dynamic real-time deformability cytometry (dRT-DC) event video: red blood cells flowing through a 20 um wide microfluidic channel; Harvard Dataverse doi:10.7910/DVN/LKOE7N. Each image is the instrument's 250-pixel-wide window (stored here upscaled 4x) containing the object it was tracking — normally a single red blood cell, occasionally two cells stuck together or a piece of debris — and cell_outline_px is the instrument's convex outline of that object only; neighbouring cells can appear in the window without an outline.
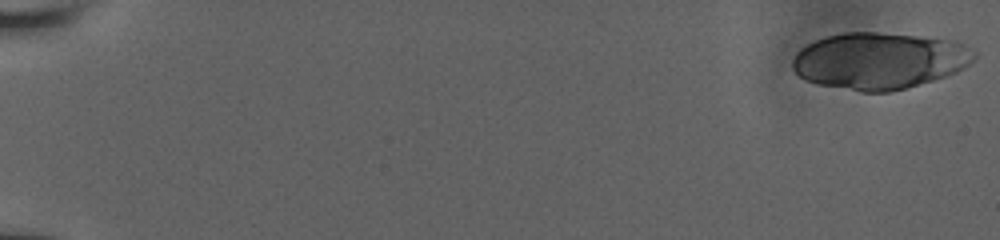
{"species": "human", "species_latin": "Homo sapiens", "temperature_condition": "room temperature", "stored_images_in_passage": 12, "camera_frame_rate_fps": 3000, "um_per_image_px": 0.085, "donor": {"sex": "male"}, "frame": {"image": 1, "passage_image": 1, "time_ms": 0.0, "image_size_px": [1000, 240], "cell_outline_px": [[976, 56], [964, 68], [956, 72], [932, 80], [904, 88], [888, 92], [860, 92], [816, 84], [804, 80], [792, 68], [792, 60], [796, 52], [800, 48], [824, 36], [844, 32], [876, 32], [956, 40], [964, 44], [976, 52]], "centroid_in_image_um": [74.71, 5.16], "position_along_channel_um": 10.3, "area_um2": 60.05}}
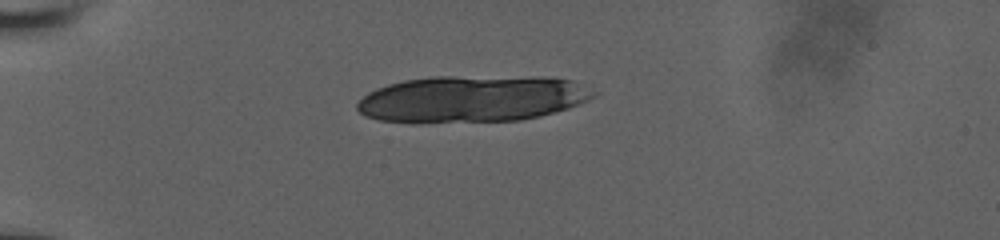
{"frame": {"image": 2, "passage_image": 8, "time_ms": 5.0, "image_size_px": [1000, 240], "cell_outline_px": [[596, 96], [580, 104], [568, 108], [540, 116], [520, 120], [420, 124], [412, 124], [380, 120], [364, 116], [356, 108], [356, 104], [368, 92], [376, 88], [388, 84], [404, 80], [432, 76], [544, 76], [572, 80], [596, 92]], "centroid_in_image_um": [40.08, 8.41], "position_along_channel_um": 44.9, "area_um2": 65.49}}
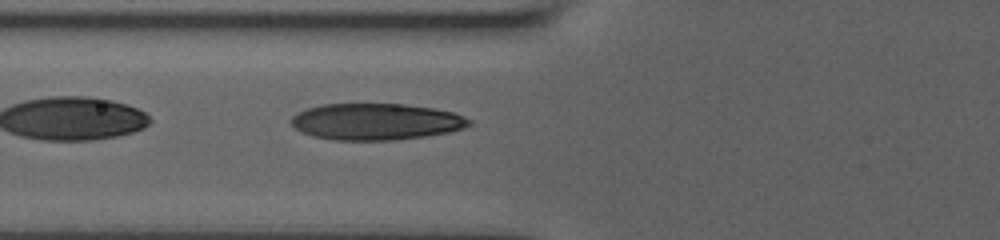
{"frame": {"image": 3, "passage_image": 12, "time_ms": 7.667, "image_size_px": [1000, 240], "cell_outline_px": [[472, 124], [464, 128], [448, 132], [428, 136], [392, 140], [332, 140], [312, 136], [300, 132], [288, 120], [296, 112], [320, 104], [404, 104], [432, 108], [452, 112], [472, 120]], "centroid_in_image_um": [31.92, 10.34], "position_along_channel_um": 93.9, "area_um2": 38.09}}